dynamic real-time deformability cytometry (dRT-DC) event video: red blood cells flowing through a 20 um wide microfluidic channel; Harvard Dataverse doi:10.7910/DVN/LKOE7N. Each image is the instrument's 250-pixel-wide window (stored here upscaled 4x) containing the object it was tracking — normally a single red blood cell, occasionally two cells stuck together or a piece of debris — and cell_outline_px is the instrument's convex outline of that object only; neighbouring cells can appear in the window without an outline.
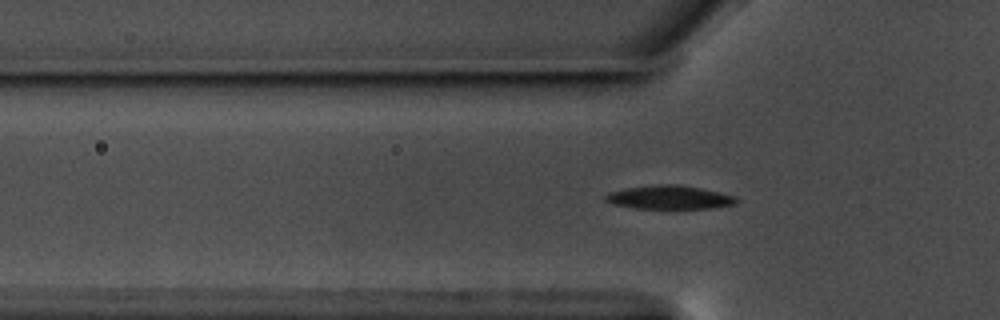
{"species": "common noctule bat (a hibernating species)", "species_latin": "Nyctalus noctula", "temperature_condition": "warm", "stored_images_in_passage": 48, "camera_frame_rate_fps": 3000, "um_per_image_px": 0.085, "animal": {"sex": "male", "body_mass_g": 17.5, "forearm_length_mm": 52.3}, "frame": {"image": 1, "passage_image": 8, "time_ms": 2.333, "image_size_px": [1000, 320], "cell_outline_px": [[740, 200], [736, 204], [712, 208], [636, 208], [616, 204], [604, 200], [604, 196], [608, 192], [628, 188], [660, 184], [676, 184], [700, 188], [720, 192], [736, 196]], "centroid_in_image_um": [56.95, 16.77], "position_along_channel_um": 68.8, "area_um2": 17.86}}
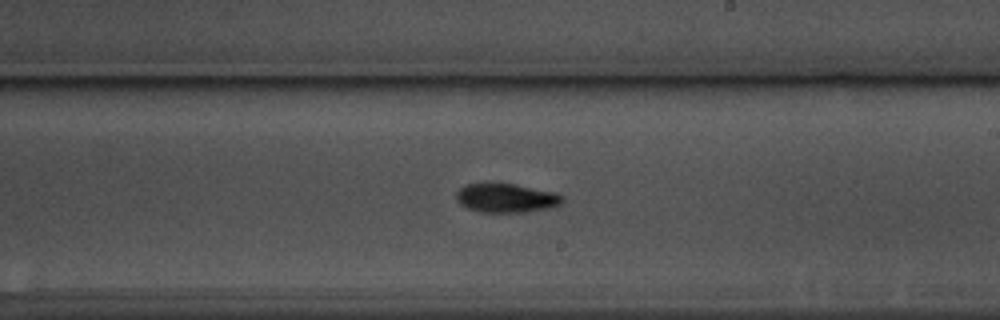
{"frame": {"image": 2, "passage_image": 23, "time_ms": 7.333, "image_size_px": [1000, 320], "cell_outline_px": [[564, 200], [560, 204], [548, 208], [524, 212], [480, 212], [468, 208], [460, 204], [456, 200], [456, 192], [460, 188], [468, 184], [516, 184], [556, 192], [564, 196]], "centroid_in_image_um": [43.05, 16.83], "position_along_channel_um": 246.0, "area_um2": 17.86}}
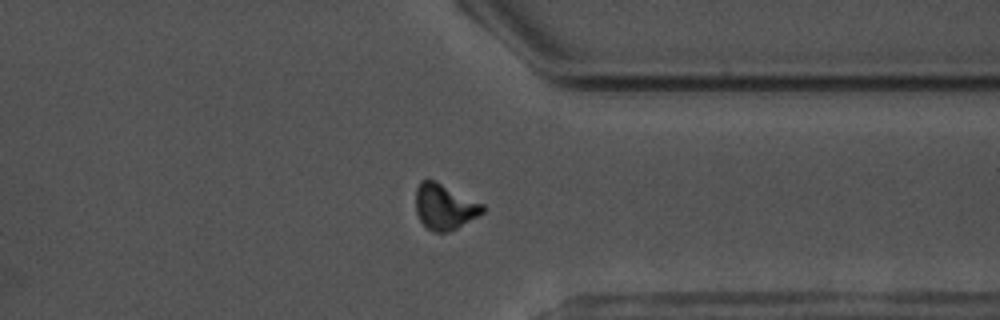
{"frame": {"image": 3, "passage_image": 34, "time_ms": 11.0, "image_size_px": [1000, 320], "cell_outline_px": [[484, 212], [456, 228], [448, 232], [432, 232], [420, 220], [416, 212], [416, 188], [420, 180], [436, 180], [484, 204]], "centroid_in_image_um": [37.77, 17.55], "position_along_channel_um": 373.6, "area_um2": 17.74}, "authors_computed_cell_mechanics": {"area_um2": 17.4845, "velocity_mm_per_s": 3.5575, "shape_relaxation_time_tau1_ms": 3.1228, "shape_relaxation_time_tau2_ms": null, "deformation_change_tau1": 0.1346, "deformation_change_tau2": null}}